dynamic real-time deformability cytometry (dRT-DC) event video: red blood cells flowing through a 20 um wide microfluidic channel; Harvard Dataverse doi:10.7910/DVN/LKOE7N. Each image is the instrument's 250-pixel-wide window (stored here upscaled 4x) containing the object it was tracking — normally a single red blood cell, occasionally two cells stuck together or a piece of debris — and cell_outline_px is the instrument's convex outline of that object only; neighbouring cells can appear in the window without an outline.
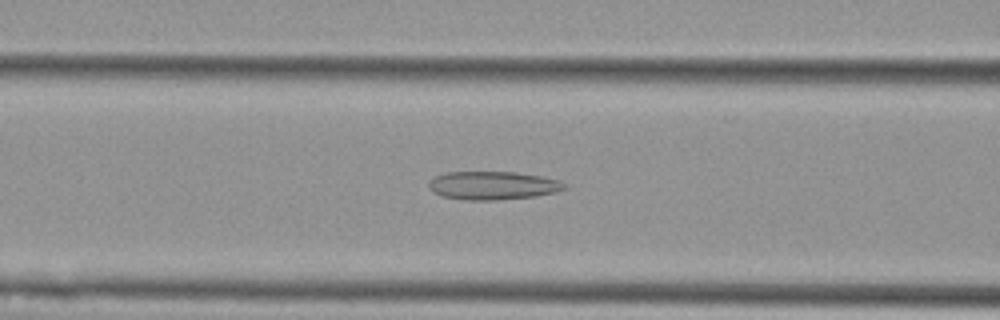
{"species": "Egyptian fruit bat (a non-hibernating species)", "species_latin": "Rousettus aegyptiacus", "temperature_condition": "cold", "stored_images_in_passage": 53, "camera_frame_rate_fps": 3000, "um_per_image_px": 0.085, "animal": {"sex": "female"}, "frame": {"image": 1, "passage_image": 20, "time_ms": 6.333, "image_size_px": [1000, 320], "cell_outline_px": [[568, 188], [556, 192], [536, 196], [496, 200], [464, 200], [444, 196], [432, 192], [428, 188], [428, 184], [436, 176], [444, 172], [516, 172], [540, 176], [560, 180], [568, 184]], "centroid_in_image_um": [41.93, 15.77], "position_along_channel_um": 124.7, "area_um2": 22.54}}
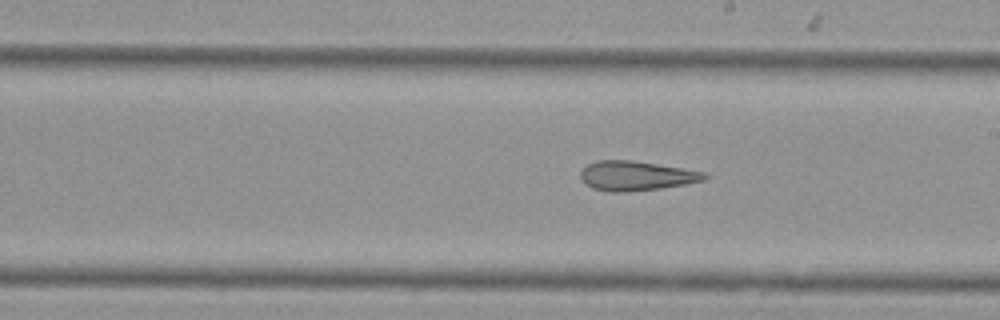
{"frame": {"image": 2, "passage_image": 29, "time_ms": 9.333, "image_size_px": [1000, 320], "cell_outline_px": [[708, 176], [704, 180], [684, 184], [660, 188], [628, 192], [608, 192], [592, 188], [584, 184], [580, 176], [580, 172], [588, 164], [596, 160], [632, 160], [704, 172]], "centroid_in_image_um": [54.01, 14.95], "position_along_channel_um": 235.0, "area_um2": 21.21}}
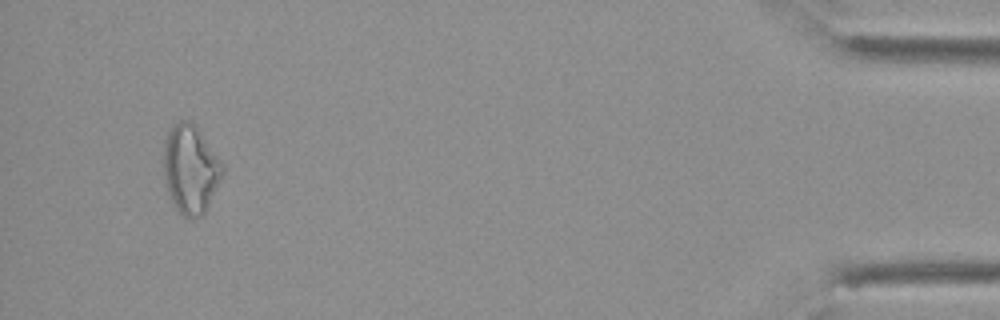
{"frame": {"image": 3, "passage_image": 50, "time_ms": 16.333, "image_size_px": [1000, 320], "cell_outline_px": [[224, 172], [208, 208], [200, 216], [184, 216], [176, 208], [168, 196], [164, 176], [164, 140], [168, 128], [180, 120], [188, 120], [200, 132], [220, 160], [224, 168]], "centroid_in_image_um": [16.17, 14.38], "position_along_channel_um": 419.0, "area_um2": 30.17}, "authors_computed_cell_mechanics": {"area_um2": 25.2008, "velocity_mm_per_s": 3.6853, "shape_relaxation_time_tau1_ms": null, "shape_relaxation_time_tau2_ms": 5.2792, "deformation_change_tau1": null, "deformation_change_tau2": 0.1899}}